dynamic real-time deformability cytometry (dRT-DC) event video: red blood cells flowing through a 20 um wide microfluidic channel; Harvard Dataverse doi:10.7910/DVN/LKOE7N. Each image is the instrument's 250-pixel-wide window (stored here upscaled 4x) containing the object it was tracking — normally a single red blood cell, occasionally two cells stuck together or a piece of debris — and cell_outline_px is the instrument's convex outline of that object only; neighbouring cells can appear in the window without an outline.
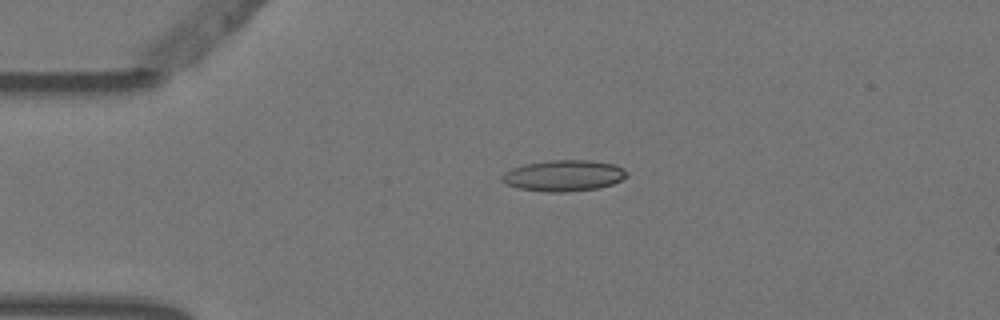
{"species": "Egyptian fruit bat (a non-hibernating species)", "species_latin": "Rousettus aegyptiacus", "temperature_condition": "warm", "stored_images_in_passage": 2, "camera_frame_rate_fps": 3000, "um_per_image_px": 0.085, "animal": {"sex": "female"}, "frame": {"image": 1, "passage_image": 1, "time_ms": 0.0, "image_size_px": [1000, 320], "cell_outline_px": [[628, 176], [612, 184], [596, 188], [564, 192], [548, 192], [516, 188], [504, 184], [500, 180], [500, 176], [504, 172], [512, 168], [524, 164], [548, 160], [588, 160], [616, 164], [624, 168], [628, 172]], "centroid_in_image_um": [47.88, 14.92], "position_along_channel_um": 37.1, "area_um2": 22.89}}